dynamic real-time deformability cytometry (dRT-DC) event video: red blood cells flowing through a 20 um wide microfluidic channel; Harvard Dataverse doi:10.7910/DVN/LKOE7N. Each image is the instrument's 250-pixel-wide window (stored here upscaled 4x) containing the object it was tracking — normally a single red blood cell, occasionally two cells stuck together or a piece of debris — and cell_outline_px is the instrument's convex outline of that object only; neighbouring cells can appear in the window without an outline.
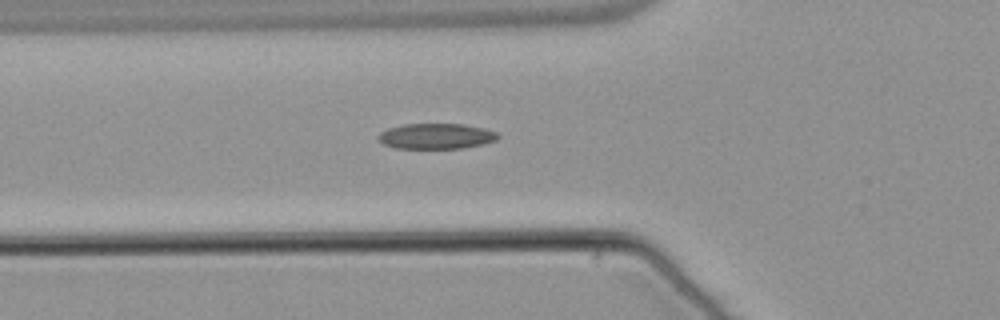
{"species": "common noctule bat (a hibernating species)", "species_latin": "Nyctalus noctula", "temperature_condition": "warm", "stored_images_in_passage": 32, "camera_frame_rate_fps": 3000, "um_per_image_px": 0.085, "animal": {"sex": "male", "body_mass_g": 21.5, "forearm_length_mm": 52.0}, "frame": {"image": 1, "passage_image": 2, "time_ms": 0.333, "image_size_px": [1000, 320], "cell_outline_px": [[500, 136], [496, 140], [484, 144], [460, 148], [396, 148], [384, 144], [376, 136], [380, 132], [388, 128], [404, 124], [464, 124], [496, 132]], "centroid_in_image_um": [37.05, 11.57], "position_along_channel_um": 88.7, "area_um2": 17.63}}
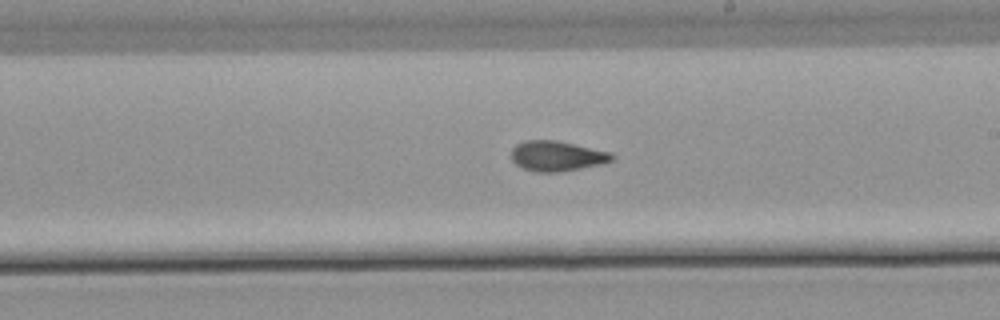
{"frame": {"image": 2, "passage_image": 14, "time_ms": 4.333, "image_size_px": [1000, 320], "cell_outline_px": [[612, 160], [600, 164], [580, 168], [556, 172], [536, 172], [524, 168], [516, 164], [512, 160], [512, 148], [516, 144], [524, 140], [556, 140], [612, 152]], "centroid_in_image_um": [47.31, 13.25], "position_along_channel_um": 241.7, "area_um2": 17.51}}
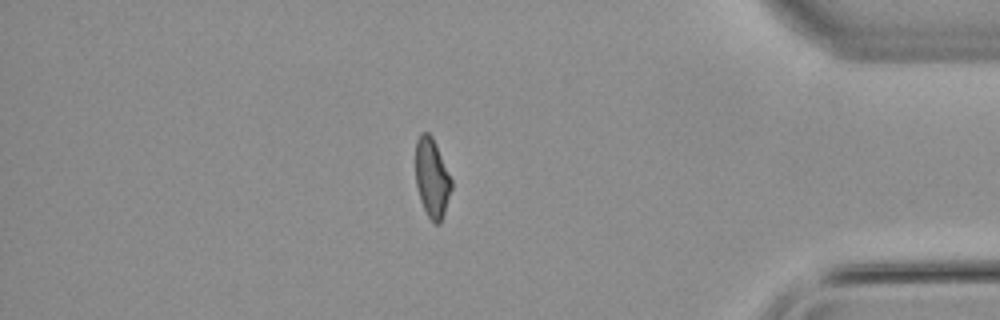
{"frame": {"image": 3, "passage_image": 29, "time_ms": 9.333, "image_size_px": [1000, 320], "cell_outline_px": [[452, 188], [440, 224], [432, 224], [420, 200], [416, 184], [416, 140], [420, 132], [428, 132], [432, 136], [436, 144], [452, 180]], "centroid_in_image_um": [36.71, 15.12], "position_along_channel_um": 398.5, "area_um2": 16.53}}